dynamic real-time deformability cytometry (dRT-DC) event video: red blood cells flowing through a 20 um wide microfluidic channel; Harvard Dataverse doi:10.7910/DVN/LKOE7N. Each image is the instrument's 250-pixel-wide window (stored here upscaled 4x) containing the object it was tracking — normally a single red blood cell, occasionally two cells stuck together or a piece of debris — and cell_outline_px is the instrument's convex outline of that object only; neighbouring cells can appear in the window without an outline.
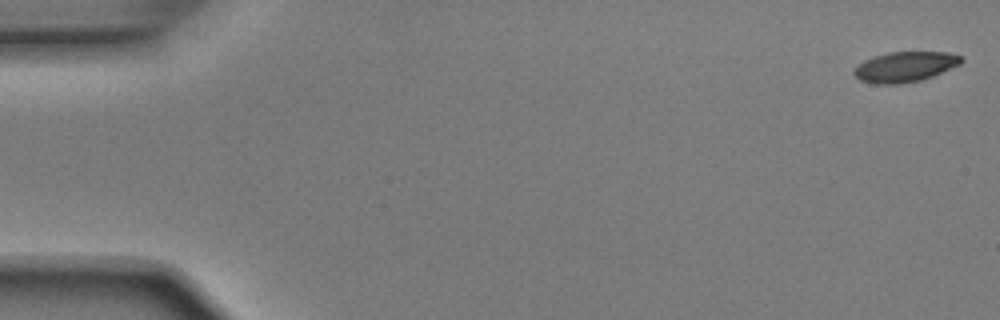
{"species": "Egyptian fruit bat (a non-hibernating species)", "species_latin": "Rousettus aegyptiacus", "temperature_condition": "room temperature", "stored_images_in_passage": 4, "camera_frame_rate_fps": 3000, "um_per_image_px": 0.085, "animal": {"sex": "male"}, "frame": {"image": 1, "passage_image": 1, "time_ms": 0.0, "image_size_px": [1000, 320], "cell_outline_px": [[964, 60], [960, 64], [932, 76], [920, 80], [900, 84], [876, 84], [860, 80], [852, 72], [864, 60], [888, 52], [948, 52], [960, 56]], "centroid_in_image_um": [76.93, 5.68], "position_along_channel_um": 8.1, "area_um2": 18.67}}
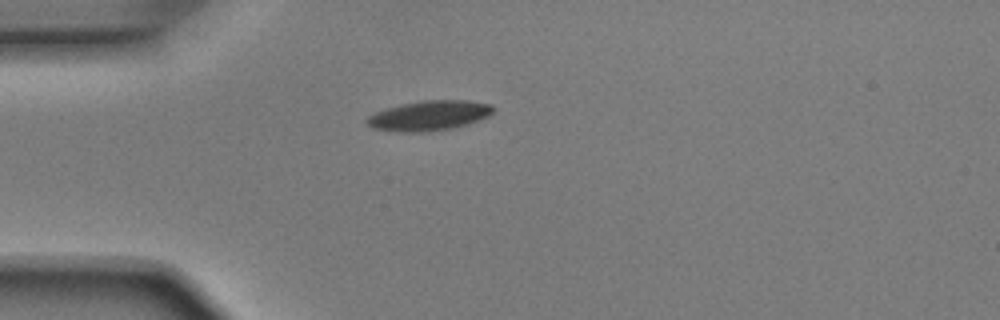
{"frame": {"image": 2, "passage_image": 4, "time_ms": 1.0, "image_size_px": [1000, 320], "cell_outline_px": [[496, 108], [488, 116], [452, 128], [420, 132], [400, 132], [372, 128], [364, 120], [368, 116], [376, 112], [400, 104], [424, 100], [468, 100], [492, 104]], "centroid_in_image_um": [36.46, 9.81], "position_along_channel_um": 48.5, "area_um2": 21.85}}